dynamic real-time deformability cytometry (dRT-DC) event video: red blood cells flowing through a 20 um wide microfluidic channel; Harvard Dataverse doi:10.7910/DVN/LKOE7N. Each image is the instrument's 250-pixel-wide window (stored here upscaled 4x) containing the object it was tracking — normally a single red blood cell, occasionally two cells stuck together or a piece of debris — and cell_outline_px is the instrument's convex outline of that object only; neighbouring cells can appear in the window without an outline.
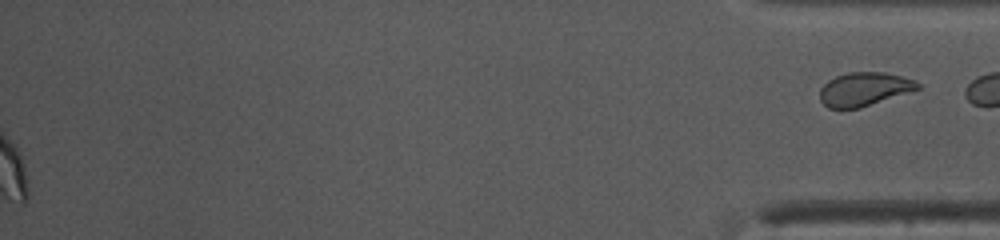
{"species": "common noctule bat (a hibernating species)", "species_latin": "Nyctalus noctula", "temperature_condition": "warm", "stored_images_in_passage": 37, "segment_of_instrument_passage": [2, 2], "camera_frame_rate_fps": 3000, "um_per_image_px": 0.085, "animal": {"sex": "female", "body_mass_g": 10.0, "forearm_length_mm": 53.1}, "frame": {"image": 1, "passage_image": 37, "time_ms": 12.0, "image_size_px": [1000, 240], "cell_outline_px": [[920, 88], [860, 108], [828, 108], [820, 100], [820, 88], [828, 80], [836, 76], [848, 72], [884, 72], [900, 76], [912, 80], [920, 84]], "centroid_in_image_um": [73.41, 7.57], "position_along_channel_um": 361.8, "area_um2": 18.9}}